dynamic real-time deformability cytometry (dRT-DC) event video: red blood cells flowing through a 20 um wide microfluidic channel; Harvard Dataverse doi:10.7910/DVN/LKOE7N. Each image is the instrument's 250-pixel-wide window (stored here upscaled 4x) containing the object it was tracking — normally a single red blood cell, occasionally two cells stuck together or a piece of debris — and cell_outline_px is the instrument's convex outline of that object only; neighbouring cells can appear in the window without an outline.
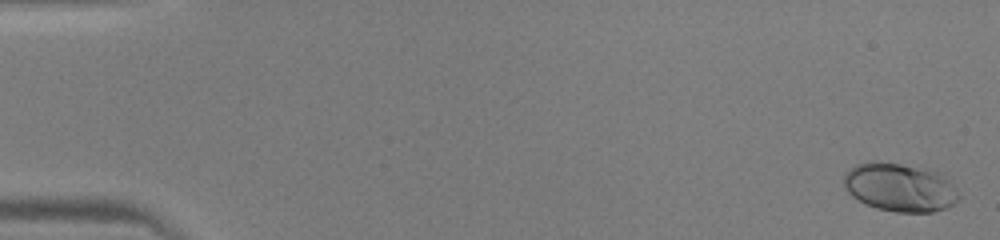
{"species": "human", "species_latin": "Homo sapiens", "temperature_condition": "warm", "stored_images_in_passage": 48, "camera_frame_rate_fps": 3000, "um_per_image_px": 0.085, "donor": {"sex": "male"}, "frame": {"image": 1, "passage_image": 2, "time_ms": 0.333, "image_size_px": [1000, 240], "cell_outline_px": [[960, 196], [952, 204], [944, 208], [932, 212], [896, 212], [876, 208], [852, 196], [848, 192], [844, 184], [844, 176], [856, 164], [872, 160], [876, 160], [932, 168], [948, 180]], "centroid_in_image_um": [76.48, 15.9], "position_along_channel_um": 8.5, "area_um2": 32.37}}
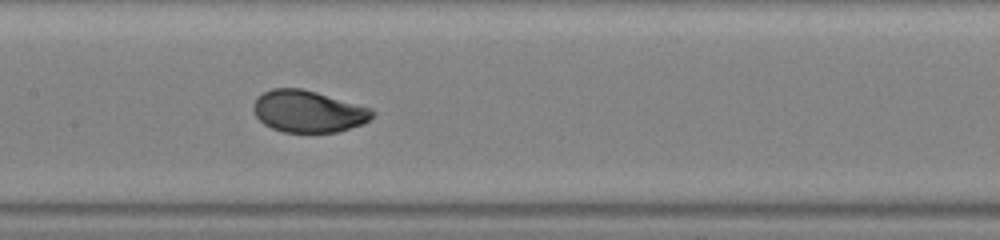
{"frame": {"image": 2, "passage_image": 25, "time_ms": 8.0, "image_size_px": [1000, 240], "cell_outline_px": [[376, 112], [364, 124], [336, 132], [284, 132], [272, 128], [264, 124], [256, 116], [252, 108], [252, 104], [256, 96], [272, 88], [300, 88], [316, 92], [372, 108]], "centroid_in_image_um": [26.18, 9.46], "position_along_channel_um": 181.2, "area_um2": 29.07}}
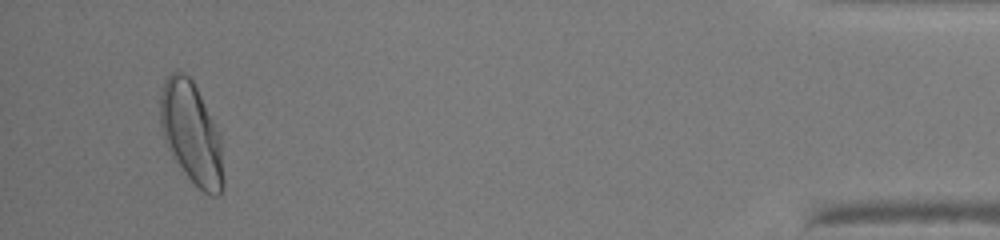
{"frame": {"image": 3, "passage_image": 46, "time_ms": 15.0, "image_size_px": [1000, 240], "cell_outline_px": [[224, 188], [216, 196], [212, 196], [204, 192], [184, 172], [172, 156], [164, 140], [160, 128], [160, 92], [164, 80], [176, 68], [184, 72], [192, 80], [220, 136], [224, 180]], "centroid_in_image_um": [16.24, 11.3], "position_along_channel_um": 419.0, "area_um2": 37.17}}